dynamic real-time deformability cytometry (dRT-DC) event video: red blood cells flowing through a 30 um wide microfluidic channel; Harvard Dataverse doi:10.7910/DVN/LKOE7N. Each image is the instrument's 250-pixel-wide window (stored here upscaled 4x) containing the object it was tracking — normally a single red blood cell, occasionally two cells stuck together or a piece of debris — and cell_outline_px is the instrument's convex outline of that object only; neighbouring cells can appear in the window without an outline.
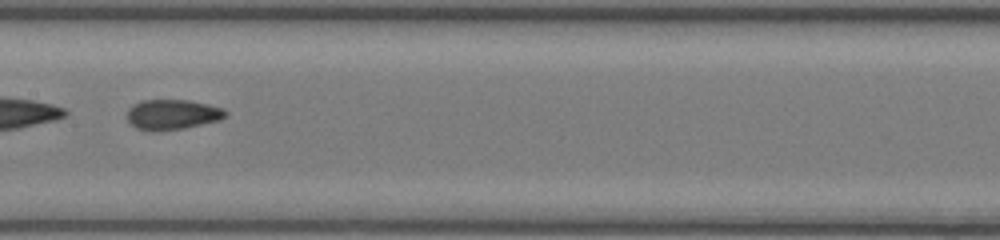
{"species": "common noctule bat (a hibernating species)", "species_latin": "Nyctalus noctula", "temperature_condition": "room temperature", "stored_images_in_passage": 33, "camera_frame_rate_fps": 3000, "um_per_image_px": 0.085, "animal": {"sex": "female", "body_mass_g": 17.0, "forearm_length_mm": 48.0}, "frame": {"image": 1, "passage_image": 10, "time_ms": 3.0, "image_size_px": [1000, 240], "cell_outline_px": [[228, 112], [220, 120], [184, 128], [152, 132], [148, 132], [136, 128], [128, 120], [128, 108], [132, 104], [140, 100], [188, 100], [208, 104], [224, 108]], "centroid_in_image_um": [14.63, 9.73], "position_along_channel_um": 192.8, "area_um2": 17.46}, "authors_computed_cell_mechanics": {"area_um2": 17.2822, "velocity_mm_per_s": 4.2154, "shape_relaxation_time_tau1_ms": null, "shape_relaxation_time_tau2_ms": 1.1187, "deformation_change_tau1": null, "deformation_change_tau2": 0.0634}}